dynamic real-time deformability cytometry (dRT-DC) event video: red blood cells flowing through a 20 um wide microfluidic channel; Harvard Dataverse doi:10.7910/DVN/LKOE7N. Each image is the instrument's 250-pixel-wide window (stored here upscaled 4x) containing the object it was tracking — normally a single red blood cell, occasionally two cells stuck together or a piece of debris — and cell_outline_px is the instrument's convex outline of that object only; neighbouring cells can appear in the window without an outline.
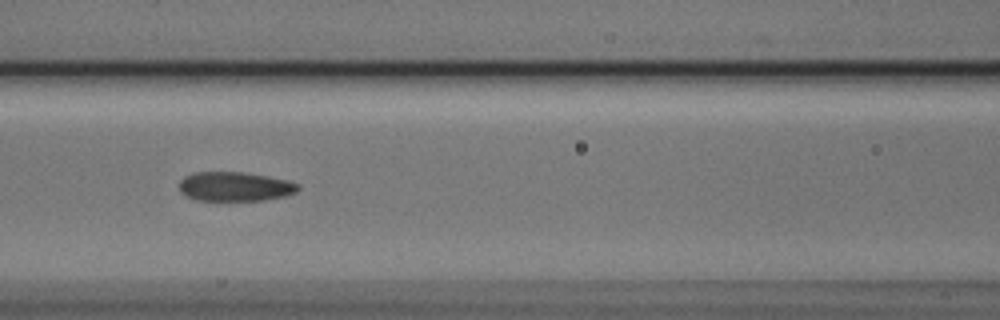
{"species": "Egyptian fruit bat (a non-hibernating species)", "species_latin": "Rousettus aegyptiacus", "temperature_condition": "cold", "stored_images_in_passage": 8, "camera_frame_rate_fps": 3000, "um_per_image_px": 0.085, "animal": {"sex": "male"}, "frame": {"image": 1, "passage_image": 6, "time_ms": 1.667, "image_size_px": [1000, 320], "cell_outline_px": [[300, 188], [296, 192], [284, 196], [264, 200], [196, 200], [184, 196], [180, 192], [180, 180], [184, 176], [192, 172], [244, 172], [268, 176], [288, 180], [300, 184]], "centroid_in_image_um": [19.96, 15.85], "position_along_channel_um": 146.6, "area_um2": 20.46}}
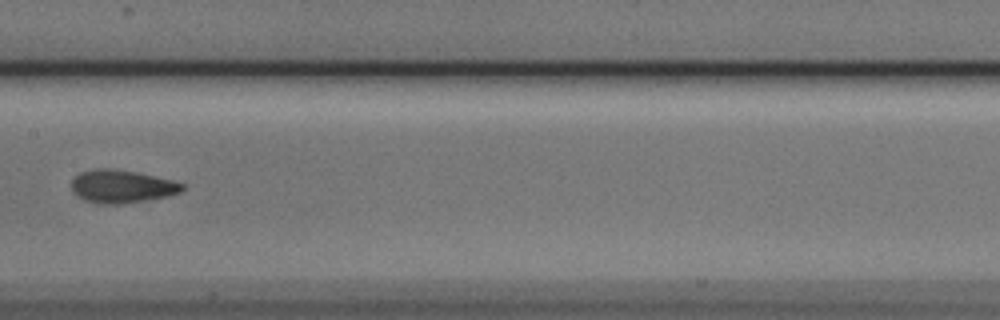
{"frame": {"image": 2, "passage_image": 7, "time_ms": 2.0, "image_size_px": [1000, 320], "cell_outline_px": [[184, 188], [180, 192], [168, 196], [120, 204], [96, 204], [84, 200], [72, 192], [72, 180], [80, 172], [96, 168], [112, 168], [136, 172], [172, 180], [184, 184]], "centroid_in_image_um": [10.32, 15.84], "position_along_channel_um": 197.1, "area_um2": 21.27}}
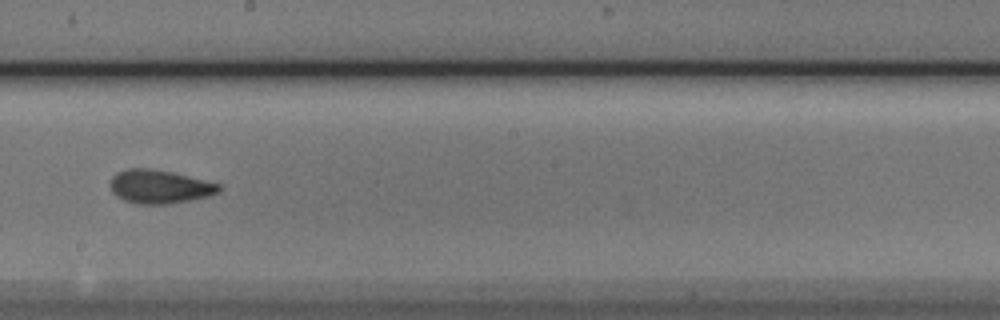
{"frame": {"image": 3, "passage_image": 8, "time_ms": 2.333, "image_size_px": [1000, 320], "cell_outline_px": [[220, 192], [208, 196], [192, 200], [168, 204], [140, 204], [124, 200], [116, 196], [112, 192], [108, 184], [112, 176], [116, 172], [128, 168], [152, 168], [172, 172], [220, 184]], "centroid_in_image_um": [13.52, 15.86], "position_along_channel_um": 234.7, "area_um2": 21.44}}